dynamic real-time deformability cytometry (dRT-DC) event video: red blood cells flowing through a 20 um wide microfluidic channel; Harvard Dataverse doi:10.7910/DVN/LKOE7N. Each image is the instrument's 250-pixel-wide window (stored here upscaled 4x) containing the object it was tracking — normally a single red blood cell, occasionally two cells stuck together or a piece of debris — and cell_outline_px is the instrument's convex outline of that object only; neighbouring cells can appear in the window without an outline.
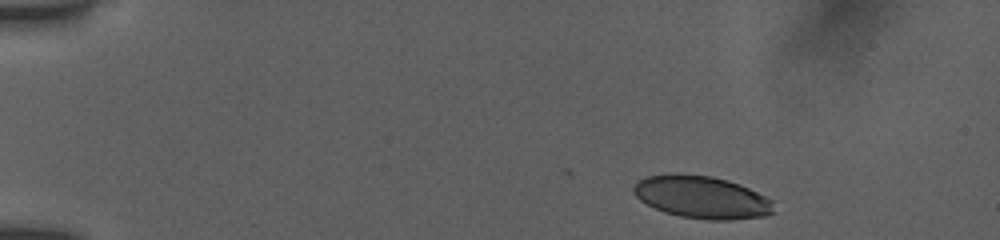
{"species": "human", "species_latin": "Homo sapiens", "temperature_condition": "room temperature", "stored_images_in_passage": 5, "camera_frame_rate_fps": 3000, "um_per_image_px": 0.085, "donor": {"sex": "female"}, "frame": {"image": 1, "passage_image": 1, "time_ms": 0.0, "image_size_px": [1000, 240], "cell_outline_px": [[776, 212], [764, 216], [732, 220], [708, 220], [680, 216], [664, 212], [640, 200], [632, 192], [632, 188], [644, 176], [676, 172], [712, 176], [728, 180], [740, 184], [772, 200]], "centroid_in_image_um": [59.65, 16.75], "position_along_channel_um": 25.3, "area_um2": 35.03}}
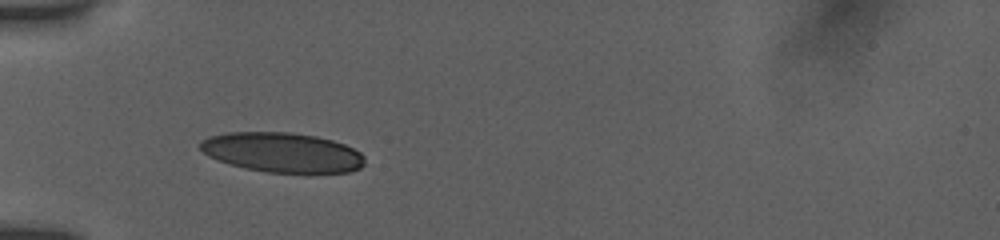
{"frame": {"image": 2, "passage_image": 4, "time_ms": 3.333, "image_size_px": [1000, 240], "cell_outline_px": [[364, 164], [360, 168], [352, 172], [268, 172], [244, 168], [216, 160], [208, 156], [200, 148], [200, 140], [208, 136], [228, 132], [288, 132], [316, 136], [332, 140], [344, 144], [360, 152], [364, 156]], "centroid_in_image_um": [23.97, 12.95], "position_along_channel_um": 61.0, "area_um2": 38.09}}
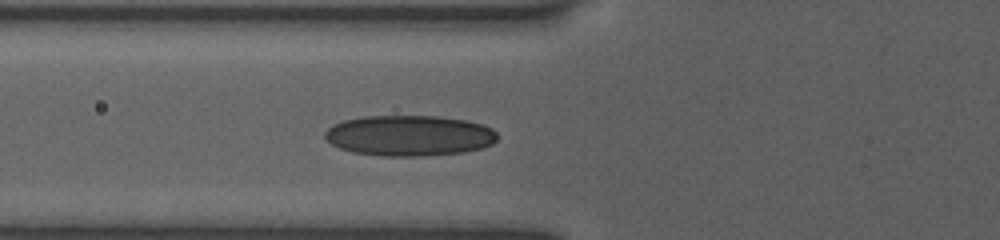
{"frame": {"image": 3, "passage_image": 5, "time_ms": 4.333, "image_size_px": [1000, 240], "cell_outline_px": [[496, 140], [492, 144], [484, 148], [464, 152], [420, 156], [384, 156], [352, 152], [340, 148], [332, 144], [324, 136], [324, 132], [332, 124], [344, 120], [364, 116], [436, 116], [464, 120], [484, 124], [492, 128], [496, 132]], "centroid_in_image_um": [34.79, 11.52], "position_along_channel_um": 91.0, "area_um2": 40.98}}